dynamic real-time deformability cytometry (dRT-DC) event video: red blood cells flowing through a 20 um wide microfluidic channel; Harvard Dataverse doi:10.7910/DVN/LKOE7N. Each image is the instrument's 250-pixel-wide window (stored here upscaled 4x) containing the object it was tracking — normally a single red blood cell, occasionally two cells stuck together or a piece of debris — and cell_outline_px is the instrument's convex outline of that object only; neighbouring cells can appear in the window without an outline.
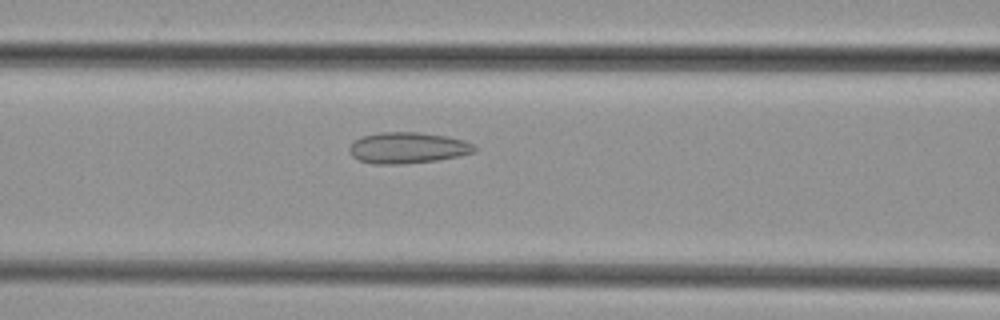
{"species": "common noctule bat (a hibernating species)", "species_latin": "Nyctalus noctula", "temperature_condition": "cold", "stored_images_in_passage": 26, "camera_frame_rate_fps": 3000, "um_per_image_px": 0.085, "animal": {"sex": "female", "body_mass_g": 29.2, "forearm_length_mm": 56.3}, "frame": {"image": 1, "passage_image": 6, "time_ms": 1.667, "image_size_px": [1000, 320], "cell_outline_px": [[476, 152], [436, 160], [400, 164], [372, 164], [360, 160], [352, 156], [348, 148], [360, 136], [380, 132], [416, 132], [448, 136], [464, 140], [472, 144], [476, 148]], "centroid_in_image_um": [34.64, 12.56], "position_along_channel_um": 132.0, "area_um2": 22.6}}
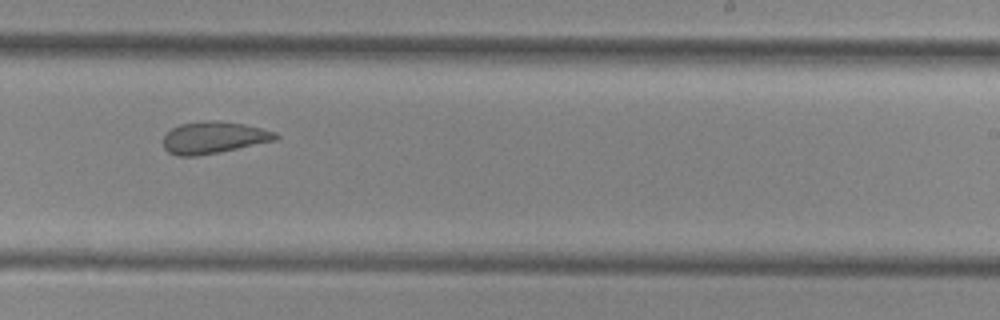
{"frame": {"image": 2, "passage_image": 16, "time_ms": 5.0, "image_size_px": [1000, 320], "cell_outline_px": [[280, 136], [276, 140], [196, 156], [176, 156], [168, 152], [164, 148], [164, 136], [172, 128], [180, 124], [204, 120], [216, 120], [244, 124], [276, 132]], "centroid_in_image_um": [18.14, 11.68], "position_along_channel_um": 270.9, "area_um2": 20.69}}
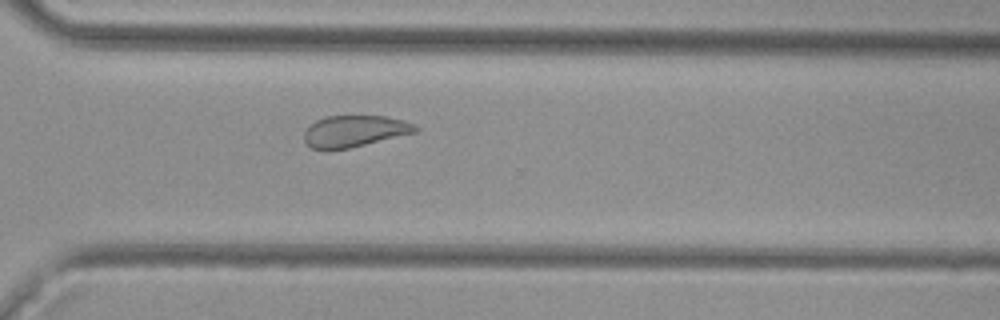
{"frame": {"image": 3, "passage_image": 21, "time_ms": 6.667, "image_size_px": [1000, 320], "cell_outline_px": [[420, 128], [416, 132], [348, 148], [328, 152], [312, 148], [304, 140], [304, 132], [316, 120], [328, 116], [384, 116], [404, 120], [416, 124]], "centroid_in_image_um": [30.13, 11.16], "position_along_channel_um": 340.5, "area_um2": 20.52}}